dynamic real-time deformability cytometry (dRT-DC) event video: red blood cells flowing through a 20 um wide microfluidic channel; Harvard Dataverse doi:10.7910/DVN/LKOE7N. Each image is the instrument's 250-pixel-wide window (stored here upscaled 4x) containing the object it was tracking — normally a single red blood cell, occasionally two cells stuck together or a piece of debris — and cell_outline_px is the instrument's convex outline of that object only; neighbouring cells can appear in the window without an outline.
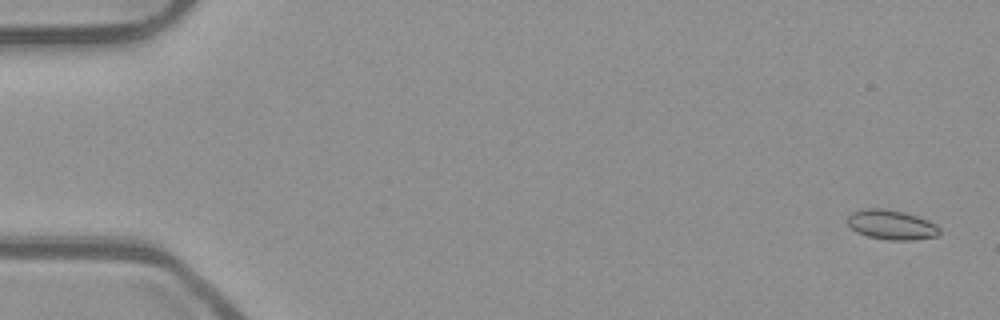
{"species": "common noctule bat (a hibernating species)", "species_latin": "Nyctalus noctula", "temperature_condition": "room temperature", "stored_images_in_passage": 54, "camera_frame_rate_fps": 3000, "um_per_image_px": 0.085, "animal": {"sex": "male", "body_mass_g": 23.1, "forearm_length_mm": 52.7}, "frame": {"image": 1, "passage_image": 3, "time_ms": 0.667, "image_size_px": [1000, 320], "cell_outline_px": [[940, 232], [936, 236], [912, 240], [888, 240], [868, 236], [856, 232], [848, 224], [848, 216], [852, 212], [868, 208], [884, 208], [904, 212], [928, 220], [936, 224], [940, 228]], "centroid_in_image_um": [75.78, 19.1], "position_along_channel_um": 9.2, "area_um2": 15.84}}
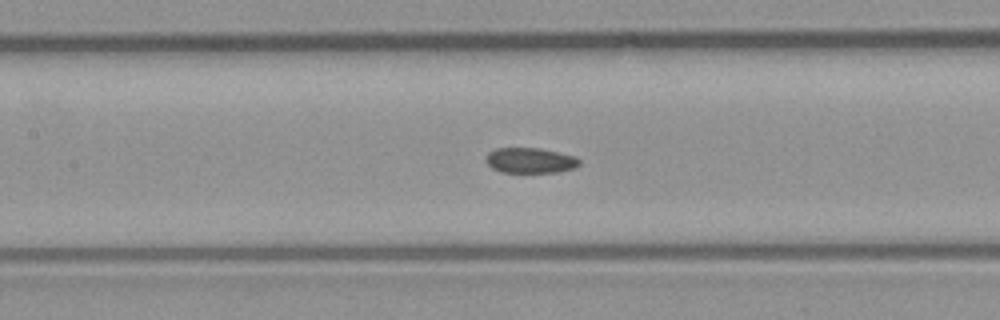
{"frame": {"image": 2, "passage_image": 26, "time_ms": 8.333, "image_size_px": [1000, 320], "cell_outline_px": [[580, 164], [576, 168], [556, 172], [500, 172], [492, 168], [484, 160], [488, 152], [496, 148], [540, 148], [576, 156], [580, 160]], "centroid_in_image_um": [45.07, 13.63], "position_along_channel_um": 162.3, "area_um2": 13.93}}
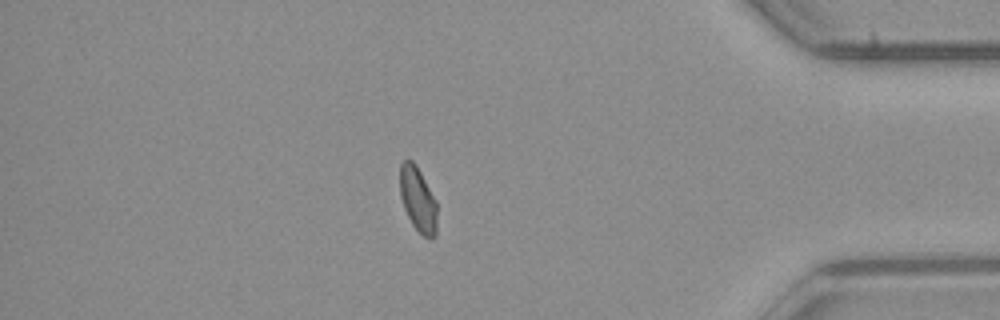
{"frame": {"image": 3, "passage_image": 47, "time_ms": 15.333, "image_size_px": [1000, 320], "cell_outline_px": [[436, 236], [424, 236], [412, 224], [404, 208], [400, 196], [400, 164], [404, 160], [412, 160], [416, 164], [436, 200]], "centroid_in_image_um": [35.51, 16.91], "position_along_channel_um": 399.7, "area_um2": 13.81}, "authors_computed_cell_mechanics": {"area_um2": 14.5367, "velocity_mm_per_s": 3.9259, "shape_relaxation_time_tau1_ms": null, "shape_relaxation_time_tau2_ms": 2.4202, "deformation_change_tau1": null, "deformation_change_tau2": 0.0499}}